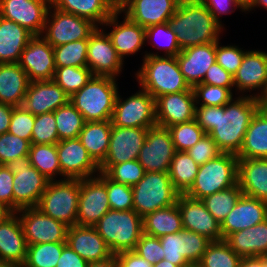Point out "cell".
I'll list each match as a JSON object with an SVG mask.
<instances>
[{
  "label": "cell",
  "instance_id": "cell-1",
  "mask_svg": "<svg viewBox=\"0 0 267 267\" xmlns=\"http://www.w3.org/2000/svg\"><path fill=\"white\" fill-rule=\"evenodd\" d=\"M261 108L257 98L237 97L224 106L195 107V120L223 153L237 154L253 116Z\"/></svg>",
  "mask_w": 267,
  "mask_h": 267
},
{
  "label": "cell",
  "instance_id": "cell-2",
  "mask_svg": "<svg viewBox=\"0 0 267 267\" xmlns=\"http://www.w3.org/2000/svg\"><path fill=\"white\" fill-rule=\"evenodd\" d=\"M169 24L181 50L219 41L223 28L200 0H180Z\"/></svg>",
  "mask_w": 267,
  "mask_h": 267
},
{
  "label": "cell",
  "instance_id": "cell-3",
  "mask_svg": "<svg viewBox=\"0 0 267 267\" xmlns=\"http://www.w3.org/2000/svg\"><path fill=\"white\" fill-rule=\"evenodd\" d=\"M141 69L135 74L141 88L155 99L161 95L193 90L186 82L176 56L145 53Z\"/></svg>",
  "mask_w": 267,
  "mask_h": 267
},
{
  "label": "cell",
  "instance_id": "cell-4",
  "mask_svg": "<svg viewBox=\"0 0 267 267\" xmlns=\"http://www.w3.org/2000/svg\"><path fill=\"white\" fill-rule=\"evenodd\" d=\"M118 94L116 78L92 76L69 101L83 115L85 122L111 120Z\"/></svg>",
  "mask_w": 267,
  "mask_h": 267
},
{
  "label": "cell",
  "instance_id": "cell-5",
  "mask_svg": "<svg viewBox=\"0 0 267 267\" xmlns=\"http://www.w3.org/2000/svg\"><path fill=\"white\" fill-rule=\"evenodd\" d=\"M94 227L113 254L134 250L143 234L142 217L134 210L110 209Z\"/></svg>",
  "mask_w": 267,
  "mask_h": 267
},
{
  "label": "cell",
  "instance_id": "cell-6",
  "mask_svg": "<svg viewBox=\"0 0 267 267\" xmlns=\"http://www.w3.org/2000/svg\"><path fill=\"white\" fill-rule=\"evenodd\" d=\"M237 172V155L222 153L217 158L199 165L196 178L185 195L201 200L216 192L228 189L237 184Z\"/></svg>",
  "mask_w": 267,
  "mask_h": 267
},
{
  "label": "cell",
  "instance_id": "cell-7",
  "mask_svg": "<svg viewBox=\"0 0 267 267\" xmlns=\"http://www.w3.org/2000/svg\"><path fill=\"white\" fill-rule=\"evenodd\" d=\"M80 179L50 180L37 208L44 214L65 223L77 225Z\"/></svg>",
  "mask_w": 267,
  "mask_h": 267
},
{
  "label": "cell",
  "instance_id": "cell-8",
  "mask_svg": "<svg viewBox=\"0 0 267 267\" xmlns=\"http://www.w3.org/2000/svg\"><path fill=\"white\" fill-rule=\"evenodd\" d=\"M132 192L133 210L141 217L176 204L179 196L168 172H145L144 177L132 186Z\"/></svg>",
  "mask_w": 267,
  "mask_h": 267
},
{
  "label": "cell",
  "instance_id": "cell-9",
  "mask_svg": "<svg viewBox=\"0 0 267 267\" xmlns=\"http://www.w3.org/2000/svg\"><path fill=\"white\" fill-rule=\"evenodd\" d=\"M5 166L14 174V212L37 207L50 180L31 165L29 156L14 159Z\"/></svg>",
  "mask_w": 267,
  "mask_h": 267
},
{
  "label": "cell",
  "instance_id": "cell-10",
  "mask_svg": "<svg viewBox=\"0 0 267 267\" xmlns=\"http://www.w3.org/2000/svg\"><path fill=\"white\" fill-rule=\"evenodd\" d=\"M97 27L86 18L63 12L50 5L41 36L53 47H56L81 39H89Z\"/></svg>",
  "mask_w": 267,
  "mask_h": 267
},
{
  "label": "cell",
  "instance_id": "cell-11",
  "mask_svg": "<svg viewBox=\"0 0 267 267\" xmlns=\"http://www.w3.org/2000/svg\"><path fill=\"white\" fill-rule=\"evenodd\" d=\"M119 94L111 118L112 126L129 128H151L157 125L155 98L141 89L122 100Z\"/></svg>",
  "mask_w": 267,
  "mask_h": 267
},
{
  "label": "cell",
  "instance_id": "cell-12",
  "mask_svg": "<svg viewBox=\"0 0 267 267\" xmlns=\"http://www.w3.org/2000/svg\"><path fill=\"white\" fill-rule=\"evenodd\" d=\"M164 259L178 267L196 266L211 242L205 236L182 229L180 232L159 237Z\"/></svg>",
  "mask_w": 267,
  "mask_h": 267
},
{
  "label": "cell",
  "instance_id": "cell-13",
  "mask_svg": "<svg viewBox=\"0 0 267 267\" xmlns=\"http://www.w3.org/2000/svg\"><path fill=\"white\" fill-rule=\"evenodd\" d=\"M110 209L106 175L80 179L77 225L94 226Z\"/></svg>",
  "mask_w": 267,
  "mask_h": 267
},
{
  "label": "cell",
  "instance_id": "cell-14",
  "mask_svg": "<svg viewBox=\"0 0 267 267\" xmlns=\"http://www.w3.org/2000/svg\"><path fill=\"white\" fill-rule=\"evenodd\" d=\"M16 213L27 245L66 242L69 226L65 223L47 216L37 207L22 208Z\"/></svg>",
  "mask_w": 267,
  "mask_h": 267
},
{
  "label": "cell",
  "instance_id": "cell-15",
  "mask_svg": "<svg viewBox=\"0 0 267 267\" xmlns=\"http://www.w3.org/2000/svg\"><path fill=\"white\" fill-rule=\"evenodd\" d=\"M175 152L169 130L156 125L147 130L137 160L146 172H169Z\"/></svg>",
  "mask_w": 267,
  "mask_h": 267
},
{
  "label": "cell",
  "instance_id": "cell-16",
  "mask_svg": "<svg viewBox=\"0 0 267 267\" xmlns=\"http://www.w3.org/2000/svg\"><path fill=\"white\" fill-rule=\"evenodd\" d=\"M123 62L108 34L97 27L88 39L87 48V67L93 76L116 78L122 71Z\"/></svg>",
  "mask_w": 267,
  "mask_h": 267
},
{
  "label": "cell",
  "instance_id": "cell-17",
  "mask_svg": "<svg viewBox=\"0 0 267 267\" xmlns=\"http://www.w3.org/2000/svg\"><path fill=\"white\" fill-rule=\"evenodd\" d=\"M147 130L112 126L108 152L99 166L100 172L104 173L111 165L136 160L145 143Z\"/></svg>",
  "mask_w": 267,
  "mask_h": 267
},
{
  "label": "cell",
  "instance_id": "cell-18",
  "mask_svg": "<svg viewBox=\"0 0 267 267\" xmlns=\"http://www.w3.org/2000/svg\"><path fill=\"white\" fill-rule=\"evenodd\" d=\"M51 0H0V16L42 35Z\"/></svg>",
  "mask_w": 267,
  "mask_h": 267
},
{
  "label": "cell",
  "instance_id": "cell-19",
  "mask_svg": "<svg viewBox=\"0 0 267 267\" xmlns=\"http://www.w3.org/2000/svg\"><path fill=\"white\" fill-rule=\"evenodd\" d=\"M18 64L30 82L53 80L56 70L53 46L41 35H34L21 53Z\"/></svg>",
  "mask_w": 267,
  "mask_h": 267
},
{
  "label": "cell",
  "instance_id": "cell-20",
  "mask_svg": "<svg viewBox=\"0 0 267 267\" xmlns=\"http://www.w3.org/2000/svg\"><path fill=\"white\" fill-rule=\"evenodd\" d=\"M56 148L62 179H85L100 173L99 166L78 138L59 141Z\"/></svg>",
  "mask_w": 267,
  "mask_h": 267
},
{
  "label": "cell",
  "instance_id": "cell-21",
  "mask_svg": "<svg viewBox=\"0 0 267 267\" xmlns=\"http://www.w3.org/2000/svg\"><path fill=\"white\" fill-rule=\"evenodd\" d=\"M179 3L180 0H119L118 9L133 22L147 28L169 22Z\"/></svg>",
  "mask_w": 267,
  "mask_h": 267
},
{
  "label": "cell",
  "instance_id": "cell-22",
  "mask_svg": "<svg viewBox=\"0 0 267 267\" xmlns=\"http://www.w3.org/2000/svg\"><path fill=\"white\" fill-rule=\"evenodd\" d=\"M177 205L182 216L183 229L203 235L210 241L223 240L220 223L201 200L179 194Z\"/></svg>",
  "mask_w": 267,
  "mask_h": 267
},
{
  "label": "cell",
  "instance_id": "cell-23",
  "mask_svg": "<svg viewBox=\"0 0 267 267\" xmlns=\"http://www.w3.org/2000/svg\"><path fill=\"white\" fill-rule=\"evenodd\" d=\"M156 122L169 127L195 119V95L193 90L161 95L155 99Z\"/></svg>",
  "mask_w": 267,
  "mask_h": 267
},
{
  "label": "cell",
  "instance_id": "cell-24",
  "mask_svg": "<svg viewBox=\"0 0 267 267\" xmlns=\"http://www.w3.org/2000/svg\"><path fill=\"white\" fill-rule=\"evenodd\" d=\"M70 96L54 81H31L22 107L34 116L54 112L69 102Z\"/></svg>",
  "mask_w": 267,
  "mask_h": 267
},
{
  "label": "cell",
  "instance_id": "cell-25",
  "mask_svg": "<svg viewBox=\"0 0 267 267\" xmlns=\"http://www.w3.org/2000/svg\"><path fill=\"white\" fill-rule=\"evenodd\" d=\"M265 219H267V202L242 194L220 224L223 239L232 233L257 225Z\"/></svg>",
  "mask_w": 267,
  "mask_h": 267
},
{
  "label": "cell",
  "instance_id": "cell-26",
  "mask_svg": "<svg viewBox=\"0 0 267 267\" xmlns=\"http://www.w3.org/2000/svg\"><path fill=\"white\" fill-rule=\"evenodd\" d=\"M122 13L117 9L102 25L112 26L108 32L117 55L124 60V56L137 53L146 42L145 28L130 20L126 15L121 23H118V15Z\"/></svg>",
  "mask_w": 267,
  "mask_h": 267
},
{
  "label": "cell",
  "instance_id": "cell-27",
  "mask_svg": "<svg viewBox=\"0 0 267 267\" xmlns=\"http://www.w3.org/2000/svg\"><path fill=\"white\" fill-rule=\"evenodd\" d=\"M176 58L186 82L193 88L202 83L207 70L216 62V42L185 48Z\"/></svg>",
  "mask_w": 267,
  "mask_h": 267
},
{
  "label": "cell",
  "instance_id": "cell-28",
  "mask_svg": "<svg viewBox=\"0 0 267 267\" xmlns=\"http://www.w3.org/2000/svg\"><path fill=\"white\" fill-rule=\"evenodd\" d=\"M27 246L20 219L16 212H11L0 222V260L22 267Z\"/></svg>",
  "mask_w": 267,
  "mask_h": 267
},
{
  "label": "cell",
  "instance_id": "cell-29",
  "mask_svg": "<svg viewBox=\"0 0 267 267\" xmlns=\"http://www.w3.org/2000/svg\"><path fill=\"white\" fill-rule=\"evenodd\" d=\"M66 243L88 263L102 261L113 255L94 226H70Z\"/></svg>",
  "mask_w": 267,
  "mask_h": 267
},
{
  "label": "cell",
  "instance_id": "cell-30",
  "mask_svg": "<svg viewBox=\"0 0 267 267\" xmlns=\"http://www.w3.org/2000/svg\"><path fill=\"white\" fill-rule=\"evenodd\" d=\"M234 76V86L240 92H251L261 89L255 98H259L267 85V53L258 50H247L240 67ZM248 90V91H247Z\"/></svg>",
  "mask_w": 267,
  "mask_h": 267
},
{
  "label": "cell",
  "instance_id": "cell-31",
  "mask_svg": "<svg viewBox=\"0 0 267 267\" xmlns=\"http://www.w3.org/2000/svg\"><path fill=\"white\" fill-rule=\"evenodd\" d=\"M237 173L243 195L267 202V158H238Z\"/></svg>",
  "mask_w": 267,
  "mask_h": 267
},
{
  "label": "cell",
  "instance_id": "cell-32",
  "mask_svg": "<svg viewBox=\"0 0 267 267\" xmlns=\"http://www.w3.org/2000/svg\"><path fill=\"white\" fill-rule=\"evenodd\" d=\"M225 241L241 258L263 257L267 253V219L230 234Z\"/></svg>",
  "mask_w": 267,
  "mask_h": 267
},
{
  "label": "cell",
  "instance_id": "cell-33",
  "mask_svg": "<svg viewBox=\"0 0 267 267\" xmlns=\"http://www.w3.org/2000/svg\"><path fill=\"white\" fill-rule=\"evenodd\" d=\"M51 5L101 26L117 9L116 0H51ZM99 24V25H98Z\"/></svg>",
  "mask_w": 267,
  "mask_h": 267
},
{
  "label": "cell",
  "instance_id": "cell-34",
  "mask_svg": "<svg viewBox=\"0 0 267 267\" xmlns=\"http://www.w3.org/2000/svg\"><path fill=\"white\" fill-rule=\"evenodd\" d=\"M30 81L18 63L0 64V103L21 106Z\"/></svg>",
  "mask_w": 267,
  "mask_h": 267
},
{
  "label": "cell",
  "instance_id": "cell-35",
  "mask_svg": "<svg viewBox=\"0 0 267 267\" xmlns=\"http://www.w3.org/2000/svg\"><path fill=\"white\" fill-rule=\"evenodd\" d=\"M33 36L26 28L0 16V64L18 63Z\"/></svg>",
  "mask_w": 267,
  "mask_h": 267
},
{
  "label": "cell",
  "instance_id": "cell-36",
  "mask_svg": "<svg viewBox=\"0 0 267 267\" xmlns=\"http://www.w3.org/2000/svg\"><path fill=\"white\" fill-rule=\"evenodd\" d=\"M111 130V120L85 122L78 136V139L98 166H100L106 158Z\"/></svg>",
  "mask_w": 267,
  "mask_h": 267
},
{
  "label": "cell",
  "instance_id": "cell-37",
  "mask_svg": "<svg viewBox=\"0 0 267 267\" xmlns=\"http://www.w3.org/2000/svg\"><path fill=\"white\" fill-rule=\"evenodd\" d=\"M238 158H267V110L259 109L244 135Z\"/></svg>",
  "mask_w": 267,
  "mask_h": 267
},
{
  "label": "cell",
  "instance_id": "cell-38",
  "mask_svg": "<svg viewBox=\"0 0 267 267\" xmlns=\"http://www.w3.org/2000/svg\"><path fill=\"white\" fill-rule=\"evenodd\" d=\"M142 223L143 233L157 238L183 229L182 216L177 203L146 214L142 217Z\"/></svg>",
  "mask_w": 267,
  "mask_h": 267
},
{
  "label": "cell",
  "instance_id": "cell-39",
  "mask_svg": "<svg viewBox=\"0 0 267 267\" xmlns=\"http://www.w3.org/2000/svg\"><path fill=\"white\" fill-rule=\"evenodd\" d=\"M199 165L186 151H176L171 161L169 177L179 194H185L192 186Z\"/></svg>",
  "mask_w": 267,
  "mask_h": 267
},
{
  "label": "cell",
  "instance_id": "cell-40",
  "mask_svg": "<svg viewBox=\"0 0 267 267\" xmlns=\"http://www.w3.org/2000/svg\"><path fill=\"white\" fill-rule=\"evenodd\" d=\"M28 156L31 165L49 180H55L58 174L63 176L56 144H31Z\"/></svg>",
  "mask_w": 267,
  "mask_h": 267
},
{
  "label": "cell",
  "instance_id": "cell-41",
  "mask_svg": "<svg viewBox=\"0 0 267 267\" xmlns=\"http://www.w3.org/2000/svg\"><path fill=\"white\" fill-rule=\"evenodd\" d=\"M59 141L78 138L85 120L83 115L69 101L54 111Z\"/></svg>",
  "mask_w": 267,
  "mask_h": 267
},
{
  "label": "cell",
  "instance_id": "cell-42",
  "mask_svg": "<svg viewBox=\"0 0 267 267\" xmlns=\"http://www.w3.org/2000/svg\"><path fill=\"white\" fill-rule=\"evenodd\" d=\"M242 194V190L237 183L228 189L209 195L201 199V201L213 217L221 224Z\"/></svg>",
  "mask_w": 267,
  "mask_h": 267
},
{
  "label": "cell",
  "instance_id": "cell-43",
  "mask_svg": "<svg viewBox=\"0 0 267 267\" xmlns=\"http://www.w3.org/2000/svg\"><path fill=\"white\" fill-rule=\"evenodd\" d=\"M241 259L223 239L221 241H211L196 266L239 267Z\"/></svg>",
  "mask_w": 267,
  "mask_h": 267
},
{
  "label": "cell",
  "instance_id": "cell-44",
  "mask_svg": "<svg viewBox=\"0 0 267 267\" xmlns=\"http://www.w3.org/2000/svg\"><path fill=\"white\" fill-rule=\"evenodd\" d=\"M66 245V242L28 245L26 260L22 267H56Z\"/></svg>",
  "mask_w": 267,
  "mask_h": 267
},
{
  "label": "cell",
  "instance_id": "cell-45",
  "mask_svg": "<svg viewBox=\"0 0 267 267\" xmlns=\"http://www.w3.org/2000/svg\"><path fill=\"white\" fill-rule=\"evenodd\" d=\"M87 48L88 39H81L53 47L56 68L69 66L86 67Z\"/></svg>",
  "mask_w": 267,
  "mask_h": 267
},
{
  "label": "cell",
  "instance_id": "cell-46",
  "mask_svg": "<svg viewBox=\"0 0 267 267\" xmlns=\"http://www.w3.org/2000/svg\"><path fill=\"white\" fill-rule=\"evenodd\" d=\"M93 76L86 67L56 68L53 80L69 95L79 91Z\"/></svg>",
  "mask_w": 267,
  "mask_h": 267
},
{
  "label": "cell",
  "instance_id": "cell-47",
  "mask_svg": "<svg viewBox=\"0 0 267 267\" xmlns=\"http://www.w3.org/2000/svg\"><path fill=\"white\" fill-rule=\"evenodd\" d=\"M176 151H186L193 147L205 134L204 130L193 119L167 127Z\"/></svg>",
  "mask_w": 267,
  "mask_h": 267
},
{
  "label": "cell",
  "instance_id": "cell-48",
  "mask_svg": "<svg viewBox=\"0 0 267 267\" xmlns=\"http://www.w3.org/2000/svg\"><path fill=\"white\" fill-rule=\"evenodd\" d=\"M145 39L146 41L155 39V43H150L153 45V47H157V49L165 50L164 56H177L181 52L180 46L176 39V34L173 32L169 22L152 25L145 28ZM157 40H159V42H157Z\"/></svg>",
  "mask_w": 267,
  "mask_h": 267
},
{
  "label": "cell",
  "instance_id": "cell-49",
  "mask_svg": "<svg viewBox=\"0 0 267 267\" xmlns=\"http://www.w3.org/2000/svg\"><path fill=\"white\" fill-rule=\"evenodd\" d=\"M145 172L136 159L111 165L104 174L116 183L134 186L144 177Z\"/></svg>",
  "mask_w": 267,
  "mask_h": 267
},
{
  "label": "cell",
  "instance_id": "cell-50",
  "mask_svg": "<svg viewBox=\"0 0 267 267\" xmlns=\"http://www.w3.org/2000/svg\"><path fill=\"white\" fill-rule=\"evenodd\" d=\"M58 142L59 136L54 112L35 116L31 144H57Z\"/></svg>",
  "mask_w": 267,
  "mask_h": 267
},
{
  "label": "cell",
  "instance_id": "cell-51",
  "mask_svg": "<svg viewBox=\"0 0 267 267\" xmlns=\"http://www.w3.org/2000/svg\"><path fill=\"white\" fill-rule=\"evenodd\" d=\"M192 89L196 105L202 100L200 106H224L233 99L232 91L225 87L200 83Z\"/></svg>",
  "mask_w": 267,
  "mask_h": 267
},
{
  "label": "cell",
  "instance_id": "cell-52",
  "mask_svg": "<svg viewBox=\"0 0 267 267\" xmlns=\"http://www.w3.org/2000/svg\"><path fill=\"white\" fill-rule=\"evenodd\" d=\"M31 142L9 132L0 135V165L29 155Z\"/></svg>",
  "mask_w": 267,
  "mask_h": 267
},
{
  "label": "cell",
  "instance_id": "cell-53",
  "mask_svg": "<svg viewBox=\"0 0 267 267\" xmlns=\"http://www.w3.org/2000/svg\"><path fill=\"white\" fill-rule=\"evenodd\" d=\"M106 188L111 209L133 210L132 186L116 183L106 176Z\"/></svg>",
  "mask_w": 267,
  "mask_h": 267
},
{
  "label": "cell",
  "instance_id": "cell-54",
  "mask_svg": "<svg viewBox=\"0 0 267 267\" xmlns=\"http://www.w3.org/2000/svg\"><path fill=\"white\" fill-rule=\"evenodd\" d=\"M35 116L22 106L14 107L8 132L31 142Z\"/></svg>",
  "mask_w": 267,
  "mask_h": 267
},
{
  "label": "cell",
  "instance_id": "cell-55",
  "mask_svg": "<svg viewBox=\"0 0 267 267\" xmlns=\"http://www.w3.org/2000/svg\"><path fill=\"white\" fill-rule=\"evenodd\" d=\"M246 52L238 46H221L216 42V62L232 75L237 72Z\"/></svg>",
  "mask_w": 267,
  "mask_h": 267
},
{
  "label": "cell",
  "instance_id": "cell-56",
  "mask_svg": "<svg viewBox=\"0 0 267 267\" xmlns=\"http://www.w3.org/2000/svg\"><path fill=\"white\" fill-rule=\"evenodd\" d=\"M186 152L198 165H203L207 161L215 159L223 153L209 134H204V136L193 147L186 150Z\"/></svg>",
  "mask_w": 267,
  "mask_h": 267
},
{
  "label": "cell",
  "instance_id": "cell-57",
  "mask_svg": "<svg viewBox=\"0 0 267 267\" xmlns=\"http://www.w3.org/2000/svg\"><path fill=\"white\" fill-rule=\"evenodd\" d=\"M133 251L152 265L164 259L163 247L159 238L148 236L144 233L140 236Z\"/></svg>",
  "mask_w": 267,
  "mask_h": 267
},
{
  "label": "cell",
  "instance_id": "cell-58",
  "mask_svg": "<svg viewBox=\"0 0 267 267\" xmlns=\"http://www.w3.org/2000/svg\"><path fill=\"white\" fill-rule=\"evenodd\" d=\"M13 178L14 174L0 165V204L10 212H14Z\"/></svg>",
  "mask_w": 267,
  "mask_h": 267
},
{
  "label": "cell",
  "instance_id": "cell-59",
  "mask_svg": "<svg viewBox=\"0 0 267 267\" xmlns=\"http://www.w3.org/2000/svg\"><path fill=\"white\" fill-rule=\"evenodd\" d=\"M202 83L225 87L232 90V87L234 88V76L215 62L207 70Z\"/></svg>",
  "mask_w": 267,
  "mask_h": 267
},
{
  "label": "cell",
  "instance_id": "cell-60",
  "mask_svg": "<svg viewBox=\"0 0 267 267\" xmlns=\"http://www.w3.org/2000/svg\"><path fill=\"white\" fill-rule=\"evenodd\" d=\"M214 16L215 20L222 26L219 16L234 12V7L245 11L246 5L241 0H200ZM233 9H232V7ZM231 8V10H230Z\"/></svg>",
  "mask_w": 267,
  "mask_h": 267
},
{
  "label": "cell",
  "instance_id": "cell-61",
  "mask_svg": "<svg viewBox=\"0 0 267 267\" xmlns=\"http://www.w3.org/2000/svg\"><path fill=\"white\" fill-rule=\"evenodd\" d=\"M116 255L119 267H153L146 259L133 250L119 252Z\"/></svg>",
  "mask_w": 267,
  "mask_h": 267
},
{
  "label": "cell",
  "instance_id": "cell-62",
  "mask_svg": "<svg viewBox=\"0 0 267 267\" xmlns=\"http://www.w3.org/2000/svg\"><path fill=\"white\" fill-rule=\"evenodd\" d=\"M88 262L66 245L60 255L56 267H87Z\"/></svg>",
  "mask_w": 267,
  "mask_h": 267
},
{
  "label": "cell",
  "instance_id": "cell-63",
  "mask_svg": "<svg viewBox=\"0 0 267 267\" xmlns=\"http://www.w3.org/2000/svg\"><path fill=\"white\" fill-rule=\"evenodd\" d=\"M13 106L0 103V135L8 132Z\"/></svg>",
  "mask_w": 267,
  "mask_h": 267
},
{
  "label": "cell",
  "instance_id": "cell-64",
  "mask_svg": "<svg viewBox=\"0 0 267 267\" xmlns=\"http://www.w3.org/2000/svg\"><path fill=\"white\" fill-rule=\"evenodd\" d=\"M239 267H267V261L264 257L242 258Z\"/></svg>",
  "mask_w": 267,
  "mask_h": 267
},
{
  "label": "cell",
  "instance_id": "cell-65",
  "mask_svg": "<svg viewBox=\"0 0 267 267\" xmlns=\"http://www.w3.org/2000/svg\"><path fill=\"white\" fill-rule=\"evenodd\" d=\"M87 267H119V265L116 255L113 254L112 256H110L105 260L90 262L88 263Z\"/></svg>",
  "mask_w": 267,
  "mask_h": 267
},
{
  "label": "cell",
  "instance_id": "cell-66",
  "mask_svg": "<svg viewBox=\"0 0 267 267\" xmlns=\"http://www.w3.org/2000/svg\"><path fill=\"white\" fill-rule=\"evenodd\" d=\"M264 6L267 10V0H249V2L246 4L245 11H249L254 9V7Z\"/></svg>",
  "mask_w": 267,
  "mask_h": 267
},
{
  "label": "cell",
  "instance_id": "cell-67",
  "mask_svg": "<svg viewBox=\"0 0 267 267\" xmlns=\"http://www.w3.org/2000/svg\"><path fill=\"white\" fill-rule=\"evenodd\" d=\"M261 109L267 110V85L262 95L258 98Z\"/></svg>",
  "mask_w": 267,
  "mask_h": 267
},
{
  "label": "cell",
  "instance_id": "cell-68",
  "mask_svg": "<svg viewBox=\"0 0 267 267\" xmlns=\"http://www.w3.org/2000/svg\"><path fill=\"white\" fill-rule=\"evenodd\" d=\"M153 267H178L177 265H174L173 263L162 259L161 261L155 263Z\"/></svg>",
  "mask_w": 267,
  "mask_h": 267
},
{
  "label": "cell",
  "instance_id": "cell-69",
  "mask_svg": "<svg viewBox=\"0 0 267 267\" xmlns=\"http://www.w3.org/2000/svg\"><path fill=\"white\" fill-rule=\"evenodd\" d=\"M11 212L0 204V222L7 217Z\"/></svg>",
  "mask_w": 267,
  "mask_h": 267
},
{
  "label": "cell",
  "instance_id": "cell-70",
  "mask_svg": "<svg viewBox=\"0 0 267 267\" xmlns=\"http://www.w3.org/2000/svg\"><path fill=\"white\" fill-rule=\"evenodd\" d=\"M0 267H17L12 263L4 262L0 260Z\"/></svg>",
  "mask_w": 267,
  "mask_h": 267
},
{
  "label": "cell",
  "instance_id": "cell-71",
  "mask_svg": "<svg viewBox=\"0 0 267 267\" xmlns=\"http://www.w3.org/2000/svg\"><path fill=\"white\" fill-rule=\"evenodd\" d=\"M245 5L249 2V0H241Z\"/></svg>",
  "mask_w": 267,
  "mask_h": 267
},
{
  "label": "cell",
  "instance_id": "cell-72",
  "mask_svg": "<svg viewBox=\"0 0 267 267\" xmlns=\"http://www.w3.org/2000/svg\"><path fill=\"white\" fill-rule=\"evenodd\" d=\"M265 258V260L267 261V253L263 256Z\"/></svg>",
  "mask_w": 267,
  "mask_h": 267
}]
</instances>
